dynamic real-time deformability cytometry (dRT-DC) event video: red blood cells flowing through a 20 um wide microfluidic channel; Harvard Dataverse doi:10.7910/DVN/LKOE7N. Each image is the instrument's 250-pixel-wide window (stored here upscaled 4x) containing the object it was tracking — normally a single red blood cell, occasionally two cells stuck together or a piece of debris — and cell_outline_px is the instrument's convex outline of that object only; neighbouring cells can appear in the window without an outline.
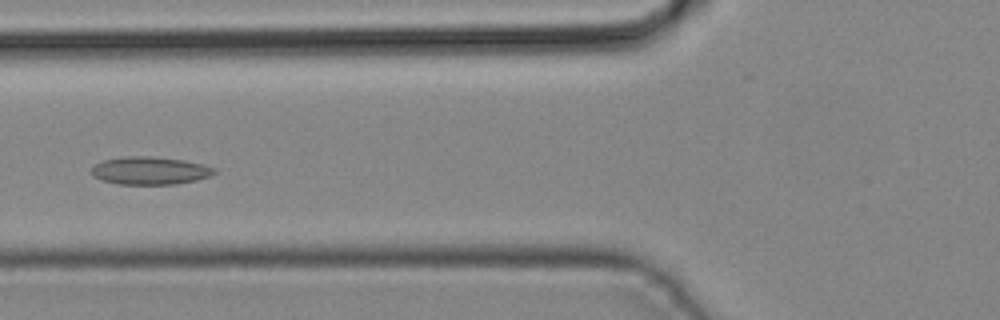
{"species": "common noctule bat (a hibernating species)", "species_latin": "Nyctalus noctula", "temperature_condition": "cold", "stored_images_in_passage": 32, "camera_frame_rate_fps": 3000, "um_per_image_px": 0.085, "animal": {"sex": "male", "body_mass_g": 19.2, "forearm_length_mm": 51.8}, "frame": {"image": 1, "passage_image": 6, "time_ms": 1.667, "image_size_px": [1000, 320], "cell_outline_px": [[216, 172], [208, 176], [196, 180], [172, 184], [116, 184], [92, 176], [92, 168], [96, 164], [104, 160], [124, 156], [148, 156], [184, 160], [204, 164], [216, 168]], "centroid_in_image_um": [12.75, 14.5], "position_along_channel_um": 113.0, "area_um2": 19.77}}
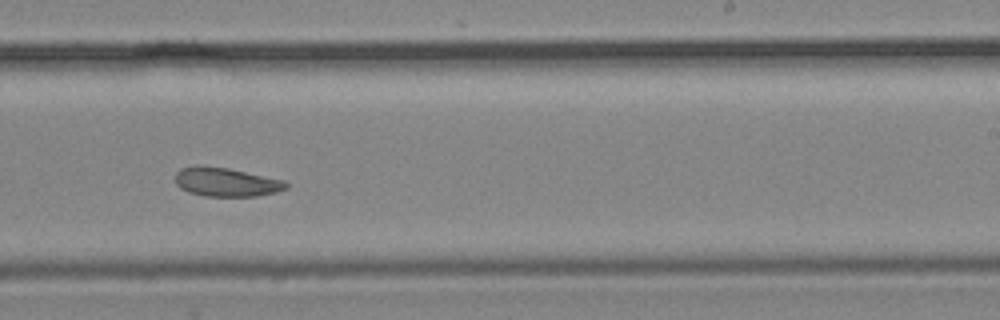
{"frame": {"image": 2, "passage_image": 16, "time_ms": 5.0, "image_size_px": [1000, 320], "cell_outline_px": [[288, 188], [276, 192], [256, 196], [204, 196], [188, 192], [180, 188], [176, 184], [176, 172], [180, 168], [228, 168], [284, 180], [288, 184]], "centroid_in_image_um": [19.27, 15.51], "position_along_channel_um": 269.7, "area_um2": 18.09}}
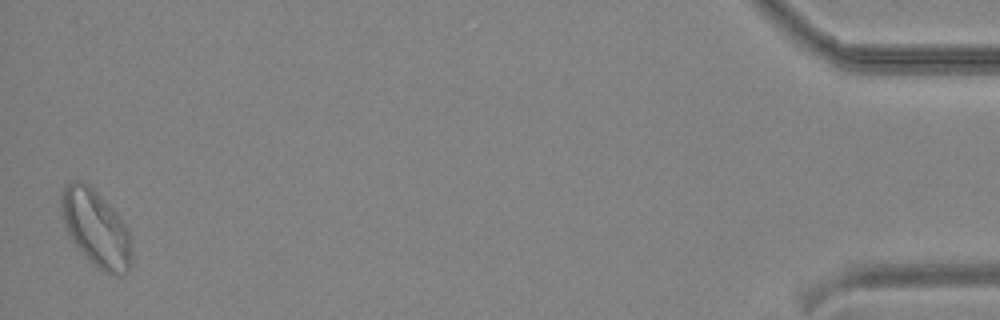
{"frame": {"image": 3, "passage_image": 32, "time_ms": 10.333, "image_size_px": [1000, 320], "cell_outline_px": [[128, 272], [116, 276], [104, 272], [72, 240], [64, 224], [60, 212], [60, 200], [64, 188], [72, 180], [80, 180], [88, 184], [96, 192], [128, 228]], "centroid_in_image_um": [8.09, 19.35], "position_along_channel_um": 427.1, "area_um2": 29.82}}